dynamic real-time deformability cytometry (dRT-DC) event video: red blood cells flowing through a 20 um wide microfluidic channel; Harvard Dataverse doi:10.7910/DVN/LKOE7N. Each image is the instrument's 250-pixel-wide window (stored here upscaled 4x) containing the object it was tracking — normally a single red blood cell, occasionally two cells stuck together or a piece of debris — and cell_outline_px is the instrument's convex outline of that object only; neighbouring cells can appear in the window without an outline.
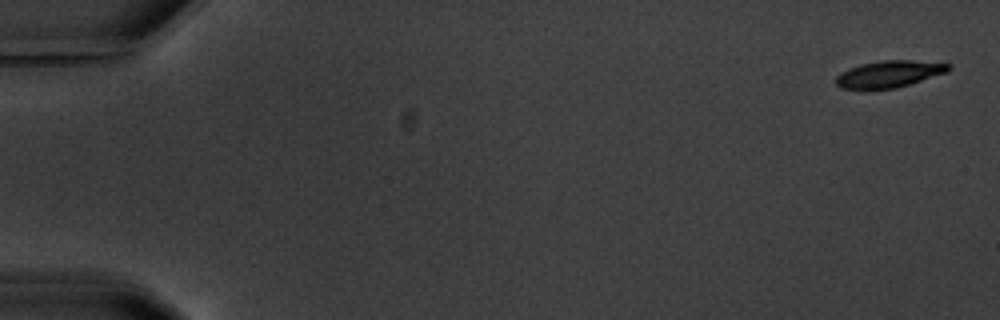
{"species": "common noctule bat (a hibernating species)", "species_latin": "Nyctalus noctula", "temperature_condition": "warm", "stored_images_in_passage": 6, "segment_of_instrument_passage": [1, 2], "camera_frame_rate_fps": 3000, "um_per_image_px": 0.085, "animal": {"sex": "male", "body_mass_g": 20.1, "forearm_length_mm": 53.5}, "frame": {"image": 1, "passage_image": 1, "time_ms": 0.0, "image_size_px": [1000, 320], "cell_outline_px": [[952, 68], [948, 72], [896, 88], [868, 92], [840, 88], [836, 84], [836, 76], [840, 72], [848, 68], [860, 64], [880, 60], [912, 60], [952, 64]], "centroid_in_image_um": [75.52, 6.33], "position_along_channel_um": 9.5, "area_um2": 18.32}}
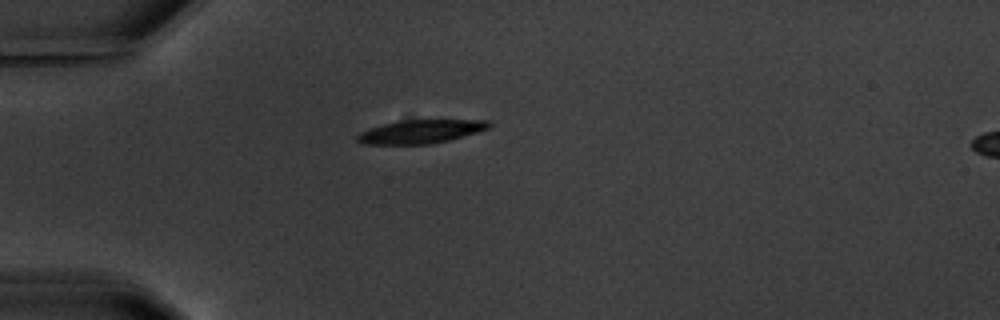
{"frame": {"image": 2, "passage_image": 5, "time_ms": 5.0, "image_size_px": [1000, 320], "cell_outline_px": [[492, 124], [488, 128], [476, 132], [448, 140], [432, 144], [364, 144], [356, 140], [356, 136], [360, 132], [368, 128], [400, 120], [492, 120]], "centroid_in_image_um": [35.74, 11.18], "position_along_channel_um": 49.3, "area_um2": 17.98}}